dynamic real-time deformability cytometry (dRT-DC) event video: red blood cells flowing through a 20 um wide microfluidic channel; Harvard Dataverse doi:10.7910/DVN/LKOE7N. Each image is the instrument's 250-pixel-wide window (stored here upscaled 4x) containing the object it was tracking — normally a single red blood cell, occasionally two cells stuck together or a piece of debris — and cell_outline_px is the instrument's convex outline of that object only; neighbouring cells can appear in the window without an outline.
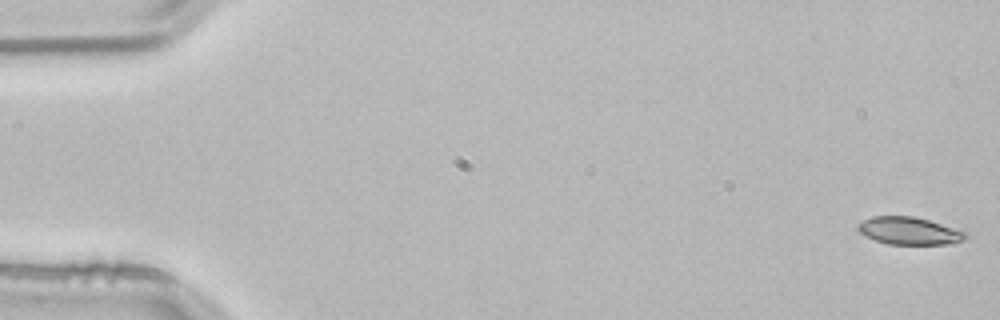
{"species": "common noctule bat (a hibernating species)", "species_latin": "Nyctalus noctula", "temperature_condition": "room temperature", "stored_images_in_passage": 54, "segment_of_instrument_passage": [1, 2], "camera_frame_rate_fps": 3000, "um_per_image_px": 0.085, "animal": {"sex": "male", "body_mass_g": 21.5, "forearm_length_mm": 52.0}, "frame": {"image": 1, "passage_image": 1, "time_ms": 0.0, "image_size_px": [1000, 320], "cell_outline_px": [[968, 236], [964, 240], [952, 244], [888, 244], [864, 236], [856, 228], [856, 224], [872, 216], [912, 216], [928, 220], [968, 232]], "centroid_in_image_um": [77.28, 19.62], "position_along_channel_um": 7.7, "area_um2": 17.34}}
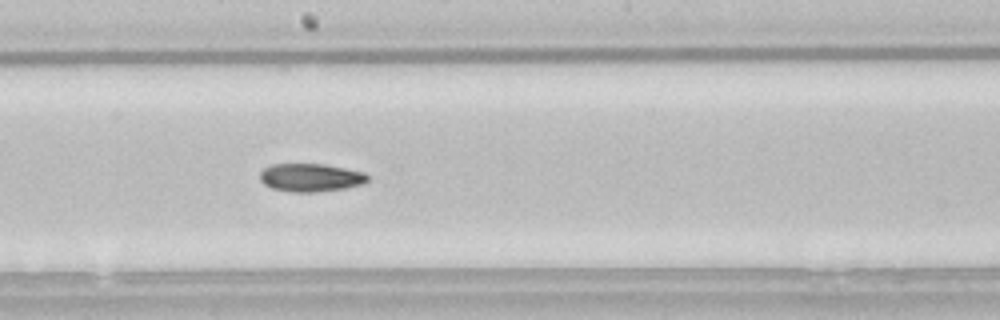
{"frame": {"image": 2, "passage_image": 29, "time_ms": 9.333, "image_size_px": [1000, 320], "cell_outline_px": [[368, 180], [360, 184], [344, 188], [316, 192], [292, 192], [272, 188], [264, 184], [260, 180], [260, 172], [264, 168], [272, 164], [324, 164], [364, 172], [368, 176]], "centroid_in_image_um": [26.37, 15.09], "position_along_channel_um": 221.8, "area_um2": 17.51}}
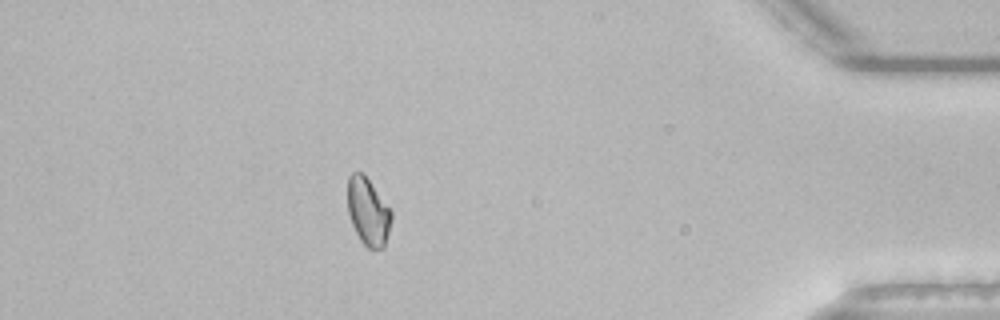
{"frame": {"image": 3, "passage_image": 47, "time_ms": 15.333, "image_size_px": [1000, 320], "cell_outline_px": [[392, 220], [384, 248], [368, 248], [360, 240], [352, 224], [348, 212], [348, 176], [352, 172], [360, 172], [368, 180], [392, 212]], "centroid_in_image_um": [31.28, 18.02], "position_along_channel_um": 403.9, "area_um2": 16.88}}